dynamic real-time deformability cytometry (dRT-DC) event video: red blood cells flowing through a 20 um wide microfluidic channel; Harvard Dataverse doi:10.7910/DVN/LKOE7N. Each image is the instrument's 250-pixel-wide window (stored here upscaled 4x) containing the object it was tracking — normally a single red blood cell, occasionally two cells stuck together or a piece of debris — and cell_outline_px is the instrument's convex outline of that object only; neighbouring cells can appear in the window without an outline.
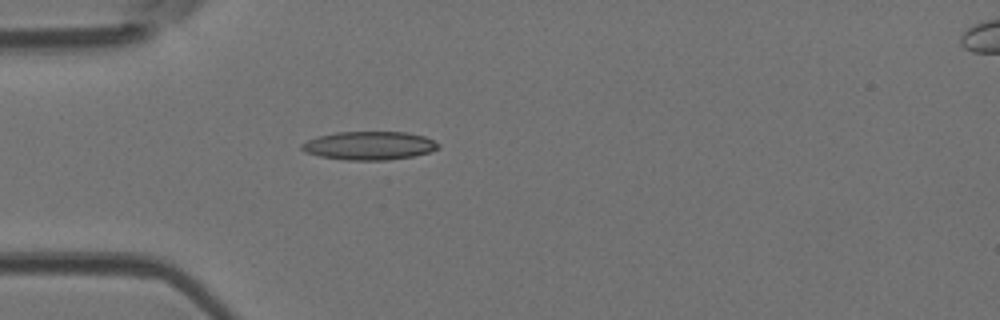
{"species": "Egyptian fruit bat (a non-hibernating species)", "species_latin": "Rousettus aegyptiacus", "temperature_condition": "room temperature", "stored_images_in_passage": 2, "camera_frame_rate_fps": 3000, "um_per_image_px": 0.085, "animal": {"sex": "female"}, "frame": {"image": 1, "passage_image": 2, "time_ms": 0.333, "image_size_px": [1000, 320], "cell_outline_px": [[440, 148], [428, 152], [412, 156], [388, 160], [348, 160], [320, 156], [304, 152], [300, 148], [300, 144], [316, 136], [336, 132], [404, 132], [424, 136], [440, 144]], "centroid_in_image_um": [31.35, 12.37], "position_along_channel_um": 53.6, "area_um2": 22.6}}